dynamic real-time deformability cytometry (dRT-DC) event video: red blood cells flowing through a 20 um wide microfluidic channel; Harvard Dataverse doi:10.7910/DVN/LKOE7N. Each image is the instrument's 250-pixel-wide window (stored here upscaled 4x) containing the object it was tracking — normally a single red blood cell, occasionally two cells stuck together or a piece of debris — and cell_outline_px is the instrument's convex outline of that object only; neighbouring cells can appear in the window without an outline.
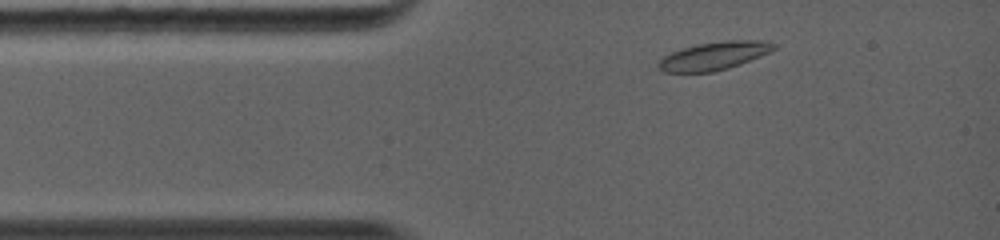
{"species": "common noctule bat (a hibernating species)", "species_latin": "Nyctalus noctula", "temperature_condition": "warm", "stored_images_in_passage": 3, "camera_frame_rate_fps": 5000, "um_per_image_px": 0.085, "animal": {"sex": "female", "body_mass_g": 19.0, "forearm_length_mm": 56.7}, "frame": {"image": 1, "passage_image": 1, "time_ms": 0.0, "image_size_px": [1000, 240], "cell_outline_px": [[780, 44], [772, 52], [740, 64], [728, 68], [712, 72], [664, 72], [656, 64], [664, 56], [680, 48], [700, 44], [728, 40], [764, 40]], "centroid_in_image_um": [60.77, 4.74], "position_along_channel_um": 24.2, "area_um2": 19.02}}